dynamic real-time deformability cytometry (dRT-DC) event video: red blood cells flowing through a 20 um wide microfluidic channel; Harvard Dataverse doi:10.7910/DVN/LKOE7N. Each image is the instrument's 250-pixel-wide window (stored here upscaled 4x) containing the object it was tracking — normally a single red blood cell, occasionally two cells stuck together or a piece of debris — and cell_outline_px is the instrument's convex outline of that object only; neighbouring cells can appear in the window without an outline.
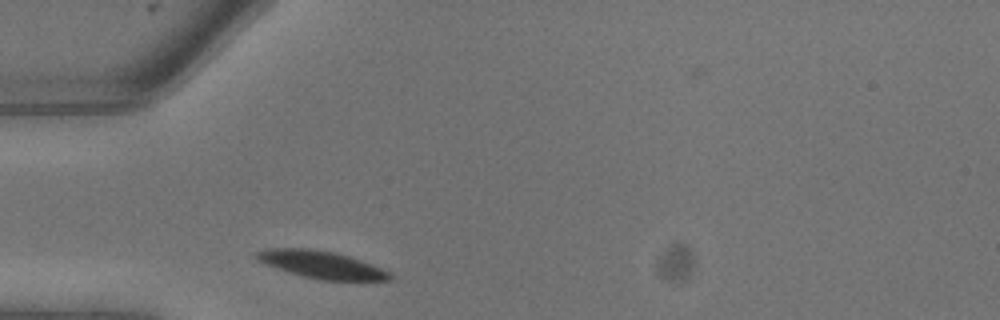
{"species": "common noctule bat (a hibernating species)", "species_latin": "Nyctalus noctula", "temperature_condition": "warm", "stored_images_in_passage": 1, "camera_frame_rate_fps": 3000, "um_per_image_px": 0.085, "animal": {"sex": "male", "body_mass_g": 13.3}, "frame": {"image": 1, "passage_image": 1, "time_ms": 0.0, "image_size_px": [1000, 320], "cell_outline_px": [[396, 276], [392, 280], [320, 280], [288, 272], [276, 268], [256, 260], [252, 256], [256, 252], [268, 248], [308, 248], [332, 252], [348, 256], [392, 272]], "centroid_in_image_um": [27.31, 22.5], "position_along_channel_um": 57.7, "area_um2": 21.27}}